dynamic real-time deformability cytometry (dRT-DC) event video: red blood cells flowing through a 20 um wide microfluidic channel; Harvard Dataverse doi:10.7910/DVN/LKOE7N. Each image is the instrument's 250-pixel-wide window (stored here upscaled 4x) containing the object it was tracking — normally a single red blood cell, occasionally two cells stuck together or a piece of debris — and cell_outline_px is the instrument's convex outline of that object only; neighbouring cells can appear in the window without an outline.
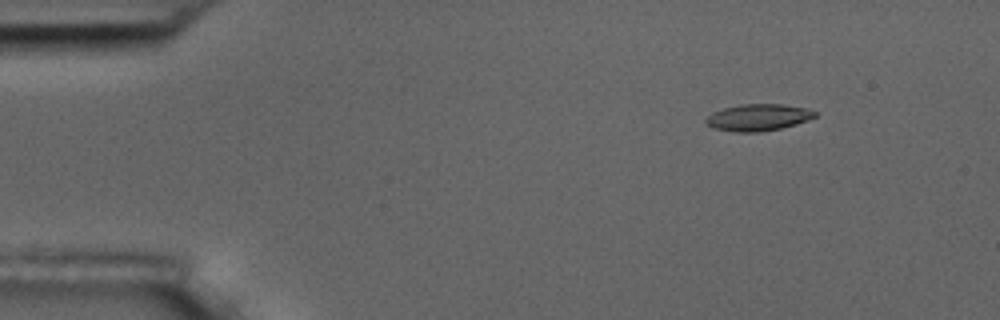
{"species": "common noctule bat (a hibernating species)", "species_latin": "Nyctalus noctula", "temperature_condition": "room temperature", "stored_images_in_passage": 6, "camera_frame_rate_fps": 3000, "um_per_image_px": 0.085, "animal": {"sex": "male", "body_mass_g": 17.5, "forearm_length_mm": 52.3}, "frame": {"image": 1, "passage_image": 2, "time_ms": 1.333, "image_size_px": [1000, 320], "cell_outline_px": [[816, 116], [808, 120], [796, 124], [780, 128], [760, 132], [736, 132], [712, 128], [704, 124], [704, 120], [712, 112], [724, 108], [740, 104], [784, 104], [804, 108], [816, 112]], "centroid_in_image_um": [64.39, 9.98], "position_along_channel_um": 20.6, "area_um2": 17.05}}
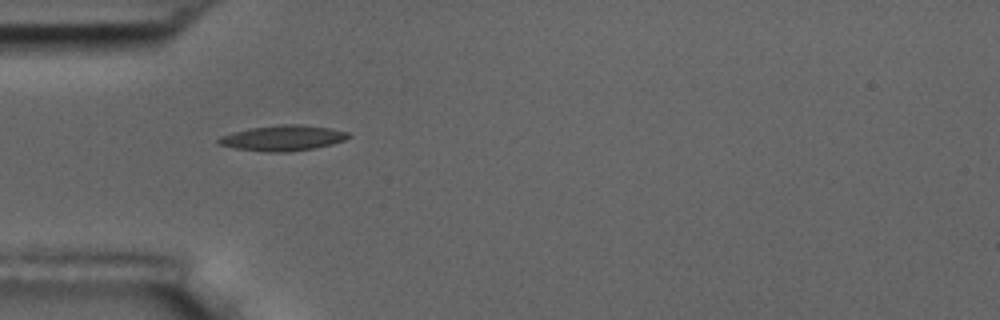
{"frame": {"image": 2, "passage_image": 5, "time_ms": 4.667, "image_size_px": [1000, 320], "cell_outline_px": [[352, 136], [344, 140], [332, 144], [316, 148], [288, 152], [268, 152], [236, 148], [216, 144], [216, 140], [220, 136], [232, 132], [252, 128], [280, 124], [300, 124], [332, 128], [348, 132]], "centroid_in_image_um": [24.05, 11.73], "position_along_channel_um": 60.9, "area_um2": 19.42}}